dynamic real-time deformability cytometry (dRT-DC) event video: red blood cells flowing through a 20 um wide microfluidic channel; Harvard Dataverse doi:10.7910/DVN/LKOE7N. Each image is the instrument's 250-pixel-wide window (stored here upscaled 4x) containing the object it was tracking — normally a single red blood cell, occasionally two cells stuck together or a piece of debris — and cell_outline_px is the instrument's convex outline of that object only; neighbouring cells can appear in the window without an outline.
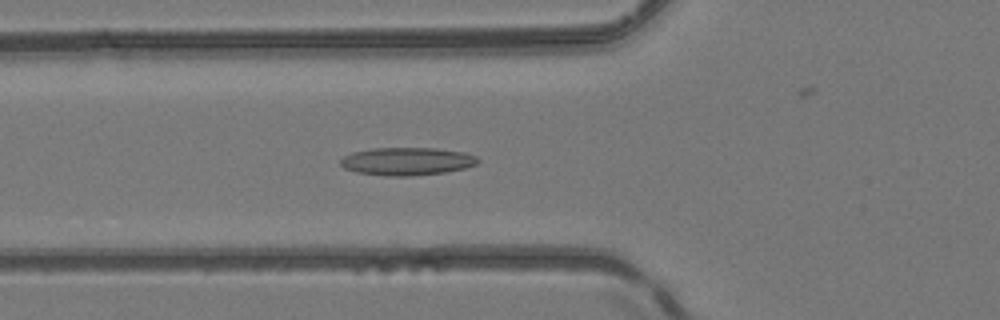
{"species": "common noctule bat (a hibernating species)", "species_latin": "Nyctalus noctula", "temperature_condition": "room temperature", "stored_images_in_passage": 36, "camera_frame_rate_fps": 3000, "um_per_image_px": 0.085, "animal": {"sex": "female", "body_mass_g": 24.6, "forearm_length_mm": 56.2}, "frame": {"image": 1, "passage_image": 10, "time_ms": 3.0, "image_size_px": [1000, 320], "cell_outline_px": [[480, 160], [476, 164], [464, 168], [444, 172], [412, 176], [384, 176], [356, 172], [344, 168], [340, 164], [340, 160], [344, 156], [352, 152], [372, 148], [436, 148], [464, 152], [476, 156]], "centroid_in_image_um": [34.57, 13.71], "position_along_channel_um": 91.2, "area_um2": 22.37}}
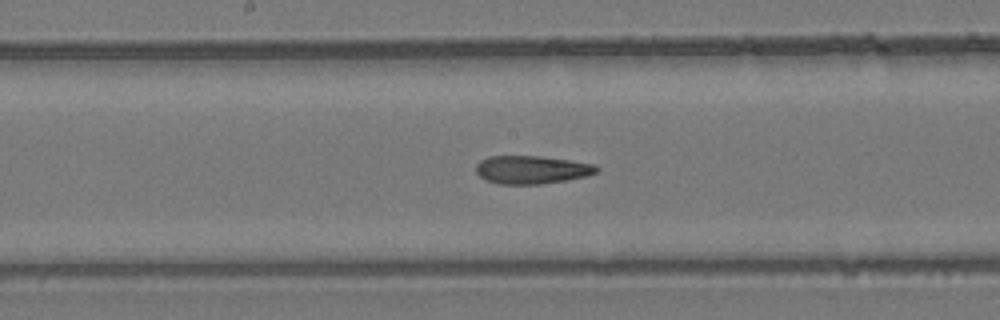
{"frame": {"image": 2, "passage_image": 18, "time_ms": 5.667, "image_size_px": [1000, 320], "cell_outline_px": [[600, 168], [596, 172], [588, 176], [540, 184], [500, 184], [484, 180], [476, 172], [476, 164], [480, 160], [488, 156], [540, 156], [596, 164]], "centroid_in_image_um": [45.18, 14.42], "position_along_channel_um": 203.0, "area_um2": 19.83}}
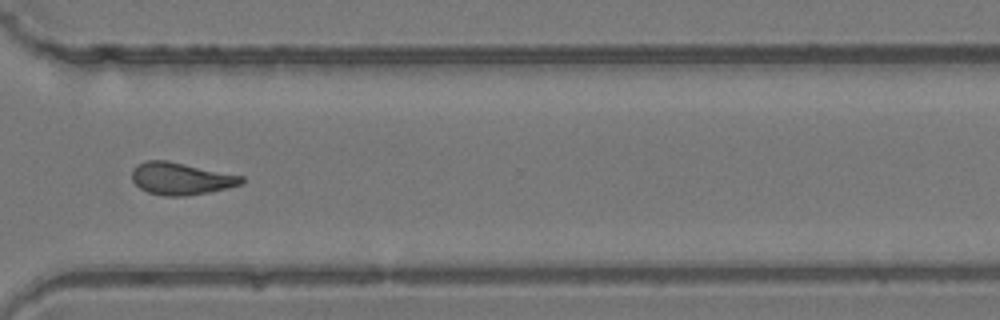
{"frame": {"image": 3, "passage_image": 29, "time_ms": 9.333, "image_size_px": [1000, 320], "cell_outline_px": [[244, 184], [228, 188], [208, 192], [184, 196], [164, 196], [148, 192], [140, 188], [132, 180], [132, 168], [136, 164], [144, 160], [168, 160], [244, 176]], "centroid_in_image_um": [15.38, 15.17], "position_along_channel_um": 355.2, "area_um2": 20.81}, "authors_computed_cell_mechanics": {"area_um2": 20.4323, "velocity_mm_per_s": 4.1613, "shape_relaxation_time_tau1_ms": null, "shape_relaxation_time_tau2_ms": 3.3316, "deformation_change_tau1": null, "deformation_change_tau2": 0.1385}}